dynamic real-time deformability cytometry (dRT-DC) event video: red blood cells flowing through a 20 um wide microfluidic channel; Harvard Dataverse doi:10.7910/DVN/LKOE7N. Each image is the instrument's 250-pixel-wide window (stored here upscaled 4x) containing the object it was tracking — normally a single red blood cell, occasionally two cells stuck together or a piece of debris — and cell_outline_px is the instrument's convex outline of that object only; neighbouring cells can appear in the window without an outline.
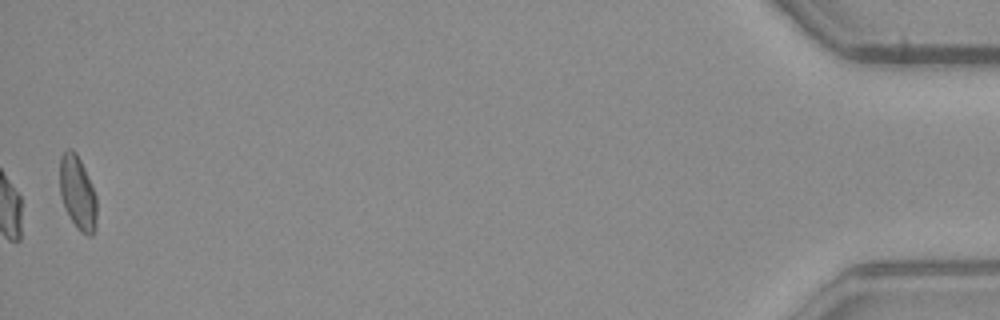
{"species": "common noctule bat (a hibernating species)", "species_latin": "Nyctalus noctula", "temperature_condition": "warm", "stored_images_in_passage": 38, "camera_frame_rate_fps": 3000, "um_per_image_px": 0.085, "animal": {"sex": "male", "body_mass_g": 23.1, "forearm_length_mm": 52.7}, "frame": {"image": 1, "passage_image": 38, "time_ms": 12.333, "image_size_px": [1000, 320], "cell_outline_px": [[96, 228], [92, 236], [88, 236], [80, 232], [76, 228], [64, 208], [60, 196], [60, 156], [68, 148], [72, 148], [76, 152], [84, 168], [96, 196]], "centroid_in_image_um": [6.59, 16.42], "position_along_channel_um": 428.6, "area_um2": 16.01}, "authors_computed_cell_mechanics": {"area_um2": 17.051, "velocity_mm_per_s": 4.0675, "shape_relaxation_time_tau1_ms": null, "shape_relaxation_time_tau2_ms": 3.3958, "deformation_change_tau1": null, "deformation_change_tau2": 0.1108}}